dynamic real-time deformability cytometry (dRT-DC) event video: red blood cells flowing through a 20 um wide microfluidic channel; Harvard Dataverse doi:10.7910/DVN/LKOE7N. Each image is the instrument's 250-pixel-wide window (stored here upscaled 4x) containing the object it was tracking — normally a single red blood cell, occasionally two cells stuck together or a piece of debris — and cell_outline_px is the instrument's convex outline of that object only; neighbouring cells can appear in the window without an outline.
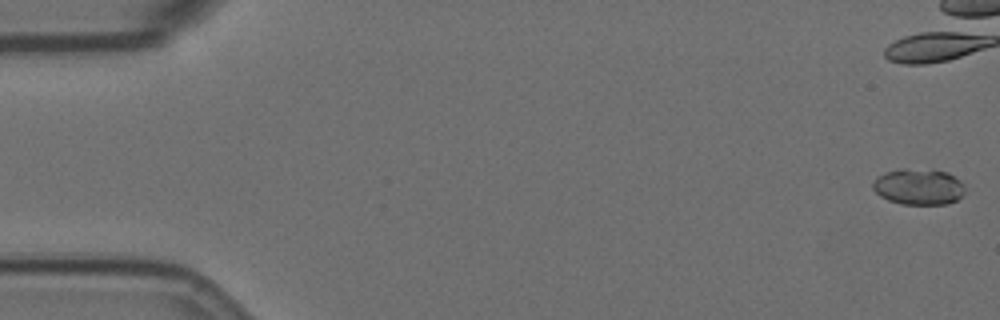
{"species": "Egyptian fruit bat (a non-hibernating species)", "species_latin": "Rousettus aegyptiacus", "temperature_condition": "room temperature", "stored_images_in_passage": 14, "camera_frame_rate_fps": 3000, "um_per_image_px": 0.085, "animal": {"sex": "female"}, "frame": {"image": 1, "passage_image": 1, "time_ms": 0.0, "image_size_px": [1000, 320], "cell_outline_px": [[964, 192], [956, 200], [948, 204], [900, 204], [888, 200], [880, 196], [872, 188], [872, 184], [876, 176], [884, 172], [900, 168], [932, 168], [948, 172], [960, 180], [964, 184]], "centroid_in_image_um": [78.06, 15.84], "position_along_channel_um": 6.9, "area_um2": 19.88}}